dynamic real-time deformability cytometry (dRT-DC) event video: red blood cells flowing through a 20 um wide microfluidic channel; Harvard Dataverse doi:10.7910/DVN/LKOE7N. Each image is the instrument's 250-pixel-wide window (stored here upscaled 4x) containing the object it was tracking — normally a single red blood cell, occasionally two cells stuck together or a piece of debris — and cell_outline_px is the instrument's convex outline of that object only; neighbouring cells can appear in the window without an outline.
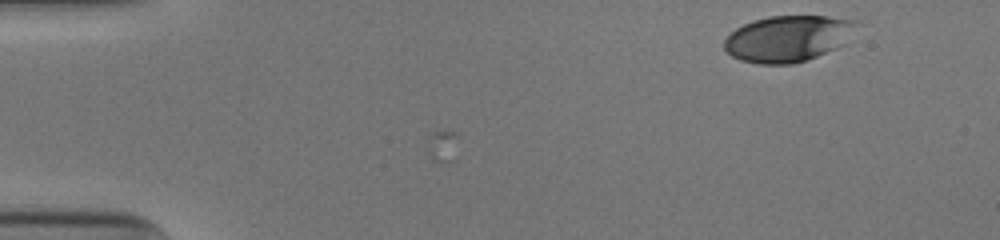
{"species": "human", "species_latin": "Homo sapiens", "temperature_condition": "cold", "stored_images_in_passage": 42, "camera_frame_rate_fps": 3000, "um_per_image_px": 0.085, "donor": {"sex": "male"}, "frame": {"image": 1, "passage_image": 1, "time_ms": 0.0, "image_size_px": [1000, 240], "cell_outline_px": [[856, 20], [836, 48], [816, 56], [792, 64], [760, 64], [740, 60], [732, 56], [724, 48], [724, 40], [736, 28], [752, 20], [768, 16], [828, 16]], "centroid_in_image_um": [66.83, 3.28], "position_along_channel_um": 18.2, "area_um2": 34.56}}
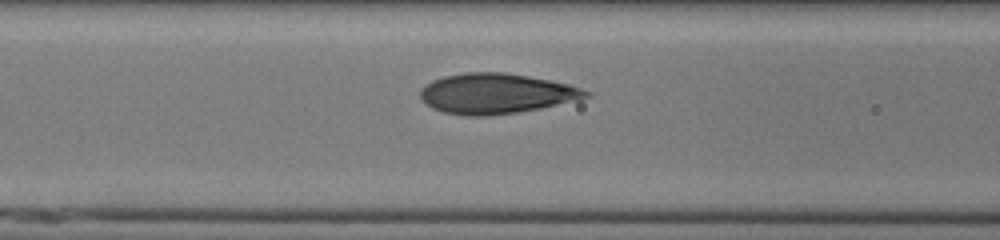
{"frame": {"image": 2, "passage_image": 18, "time_ms": 5.667, "image_size_px": [1000, 240], "cell_outline_px": [[592, 92], [588, 96], [540, 108], [516, 112], [488, 116], [468, 116], [444, 112], [432, 108], [420, 100], [420, 88], [432, 80], [444, 76], [464, 72], [504, 72], [528, 76], [568, 84]], "centroid_in_image_um": [42.08, 7.94], "position_along_channel_um": 124.5, "area_um2": 38.55}}
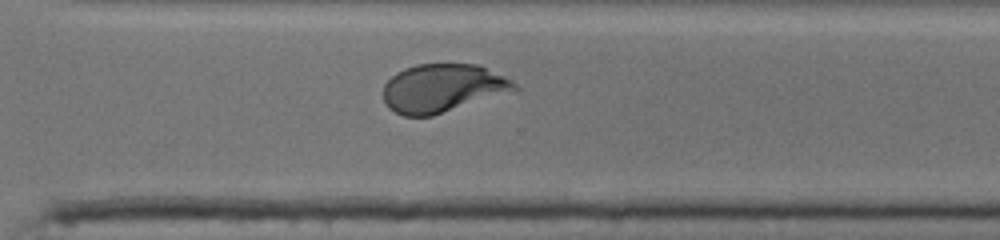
{"frame": {"image": 3, "passage_image": 34, "time_ms": 11.0, "image_size_px": [1000, 240], "cell_outline_px": [[520, 88], [516, 92], [432, 116], [404, 116], [388, 108], [384, 100], [384, 84], [396, 72], [404, 68], [416, 64], [480, 64], [512, 80]], "centroid_in_image_um": [37.68, 7.5], "position_along_channel_um": 332.9, "area_um2": 37.51}, "authors_computed_cell_mechanics": {"area_um2": 37.1076, "velocity_mm_per_s": 3.9069, "shape_relaxation_time_tau1_ms": 3.9167, "shape_relaxation_time_tau2_ms": null, "deformation_change_tau1": 0.1874, "deformation_change_tau2": null}}